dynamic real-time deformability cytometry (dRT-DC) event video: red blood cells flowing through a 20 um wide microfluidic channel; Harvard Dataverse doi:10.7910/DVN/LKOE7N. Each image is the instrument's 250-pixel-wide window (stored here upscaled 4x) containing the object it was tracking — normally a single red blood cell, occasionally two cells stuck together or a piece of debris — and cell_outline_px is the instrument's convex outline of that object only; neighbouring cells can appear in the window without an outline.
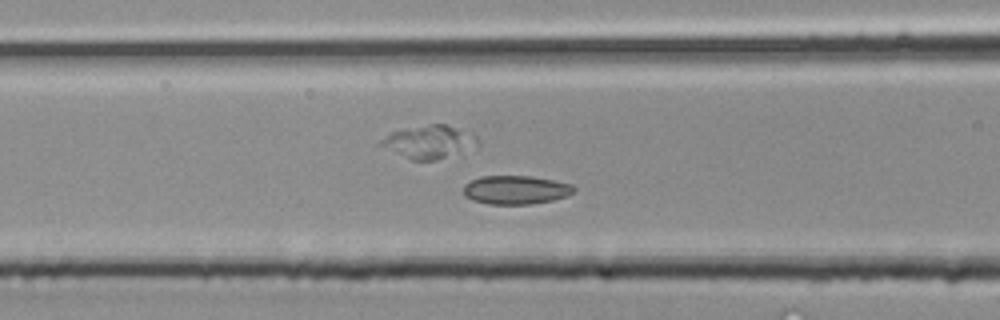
{"species": "common noctule bat (a hibernating species)", "species_latin": "Nyctalus noctula", "temperature_condition": "room temperature", "stored_images_in_passage": 32, "segment_of_instrument_passage": [2, 2], "camera_frame_rate_fps": 3000, "um_per_image_px": 0.085, "animal": {"sex": "male", "body_mass_g": 20.4}, "frame": {"image": 1, "passage_image": 12, "time_ms": 3.667, "image_size_px": [1000, 320], "cell_outline_px": [[576, 192], [552, 200], [528, 204], [488, 204], [472, 200], [464, 196], [464, 184], [480, 176], [528, 176], [552, 180], [572, 184], [576, 188]], "centroid_in_image_um": [43.82, 16.14], "position_along_channel_um": 122.8, "area_um2": 18.38}}
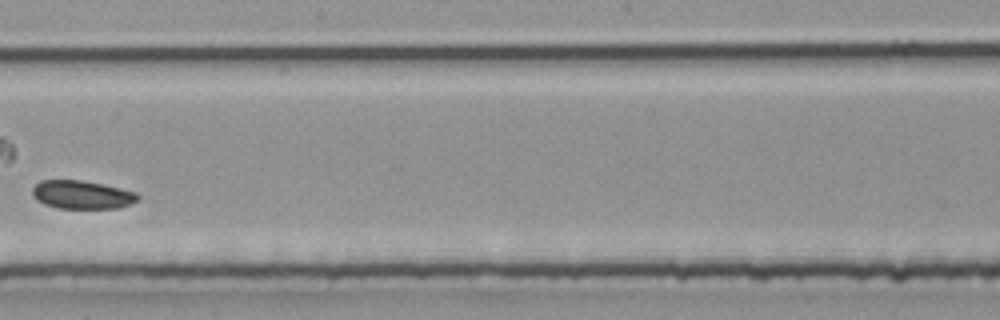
{"frame": {"image": 2, "passage_image": 18, "time_ms": 5.667, "image_size_px": [1000, 320], "cell_outline_px": [[140, 196], [136, 200], [120, 208], [60, 208], [44, 204], [36, 200], [32, 196], [32, 188], [40, 180], [80, 180], [104, 184], [136, 192]], "centroid_in_image_um": [6.94, 16.54], "position_along_channel_um": 241.3, "area_um2": 17.4}}
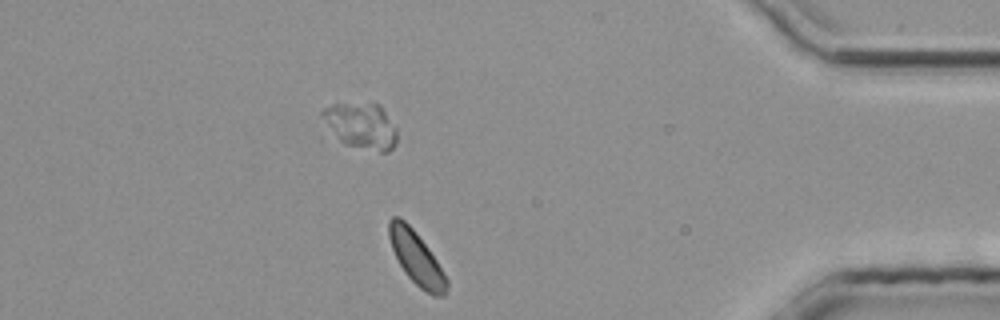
{"frame": {"image": 3, "passage_image": 28, "time_ms": 9.0, "image_size_px": [1000, 320], "cell_outline_px": [[448, 288], [444, 296], [432, 296], [420, 288], [408, 276], [400, 264], [392, 248], [388, 236], [388, 220], [392, 216], [400, 216], [412, 228], [428, 248], [444, 272], [448, 280]], "centroid_in_image_um": [35.4, 21.93], "position_along_channel_um": 399.8, "area_um2": 17.69}}